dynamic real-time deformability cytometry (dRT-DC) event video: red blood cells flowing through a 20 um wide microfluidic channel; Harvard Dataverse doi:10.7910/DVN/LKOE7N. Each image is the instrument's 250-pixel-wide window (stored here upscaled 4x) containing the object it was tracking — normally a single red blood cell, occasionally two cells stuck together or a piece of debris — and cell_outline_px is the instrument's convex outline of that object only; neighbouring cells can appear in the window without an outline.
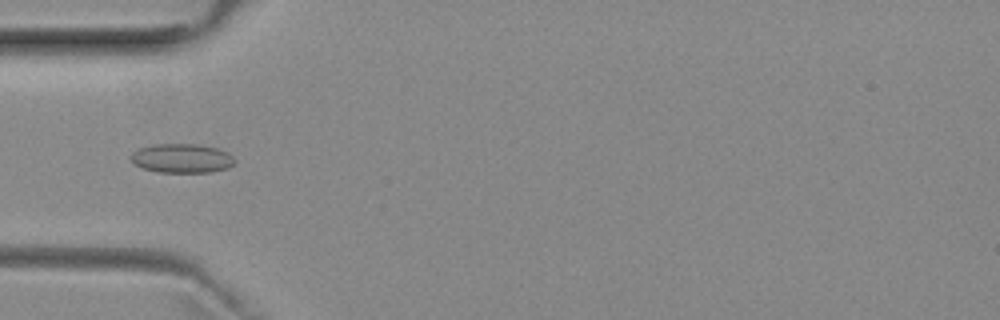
{"species": "common noctule bat (a hibernating species)", "species_latin": "Nyctalus noctula", "temperature_condition": "room temperature", "stored_images_in_passage": 48, "camera_frame_rate_fps": 3000, "um_per_image_px": 0.085, "animal": {"sex": "female", "body_mass_g": 29.2, "forearm_length_mm": 56.3}, "frame": {"image": 1, "passage_image": 13, "time_ms": 4.0, "image_size_px": [1000, 320], "cell_outline_px": [[236, 164], [228, 168], [212, 172], [156, 172], [144, 168], [136, 164], [132, 160], [132, 152], [140, 148], [152, 144], [196, 144], [216, 148], [228, 152], [236, 160]], "centroid_in_image_um": [15.51, 13.46], "position_along_channel_um": 69.5, "area_um2": 17.63}}
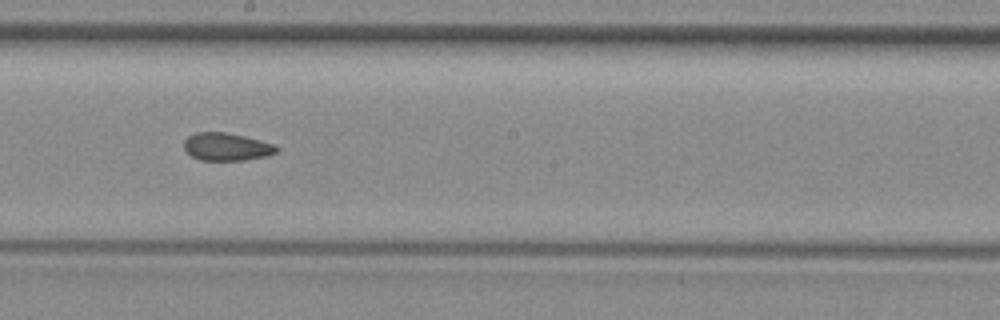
{"frame": {"image": 2, "passage_image": 25, "time_ms": 8.0, "image_size_px": [1000, 320], "cell_outline_px": [[280, 148], [276, 152], [268, 156], [244, 160], [200, 160], [192, 156], [184, 148], [184, 140], [188, 136], [196, 132], [224, 132], [244, 136], [260, 140], [272, 144]], "centroid_in_image_um": [19.26, 12.47], "position_along_channel_um": 228.9, "area_um2": 14.91}}
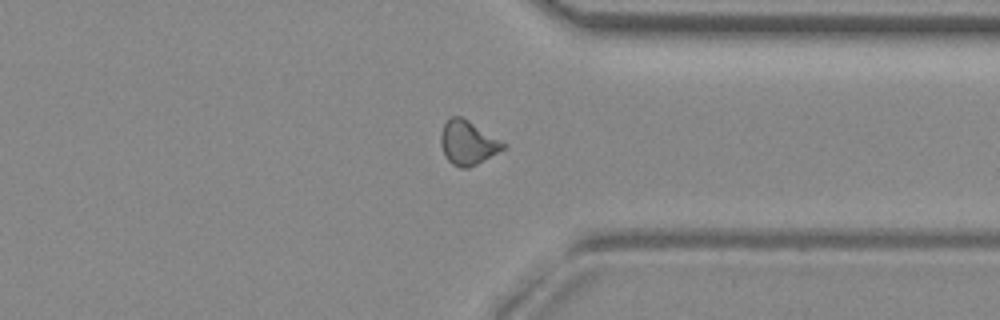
{"frame": {"image": 3, "passage_image": 36, "time_ms": 11.667, "image_size_px": [1000, 320], "cell_outline_px": [[508, 144], [504, 148], [476, 164], [468, 168], [460, 168], [452, 164], [444, 156], [440, 144], [440, 136], [444, 124], [452, 116], [460, 116], [468, 120]], "centroid_in_image_um": [39.74, 12.13], "position_along_channel_um": 371.7, "area_um2": 15.9}, "authors_computed_cell_mechanics": {"area_um2": 15.7794, "velocity_mm_per_s": 3.9776, "shape_relaxation_time_tau1_ms": null, "shape_relaxation_time_tau2_ms": 3.3748, "deformation_change_tau1": null, "deformation_change_tau2": 0.0921}}